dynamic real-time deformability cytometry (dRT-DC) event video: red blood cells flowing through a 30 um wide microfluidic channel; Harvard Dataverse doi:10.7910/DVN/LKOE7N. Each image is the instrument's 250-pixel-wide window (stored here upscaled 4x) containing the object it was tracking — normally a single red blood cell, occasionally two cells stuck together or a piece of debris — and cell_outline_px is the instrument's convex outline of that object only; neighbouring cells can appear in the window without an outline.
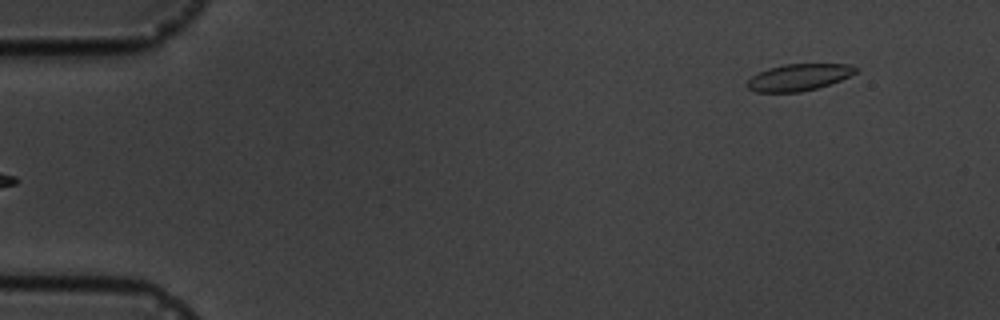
{"species": "common noctule bat (a hibernating species)", "species_latin": "Nyctalus noctula", "temperature_condition": "cold", "stored_images_in_passage": 6, "segment_of_instrument_passage": [2, 2], "camera_frame_rate_fps": 3000, "um_per_image_px": 0.085, "animal": {"sex": "male", "body_mass_g": 19.5, "forearm_length_mm": 54.6}, "frame": {"image": 1, "passage_image": 6, "time_ms": 5.667, "image_size_px": [1000, 320], "cell_outline_px": [[860, 68], [856, 72], [840, 80], [816, 88], [800, 92], [756, 92], [748, 88], [744, 84], [752, 76], [768, 68], [784, 64], [848, 64]], "centroid_in_image_um": [67.87, 6.56], "position_along_channel_um": 17.1, "area_um2": 16.82}}